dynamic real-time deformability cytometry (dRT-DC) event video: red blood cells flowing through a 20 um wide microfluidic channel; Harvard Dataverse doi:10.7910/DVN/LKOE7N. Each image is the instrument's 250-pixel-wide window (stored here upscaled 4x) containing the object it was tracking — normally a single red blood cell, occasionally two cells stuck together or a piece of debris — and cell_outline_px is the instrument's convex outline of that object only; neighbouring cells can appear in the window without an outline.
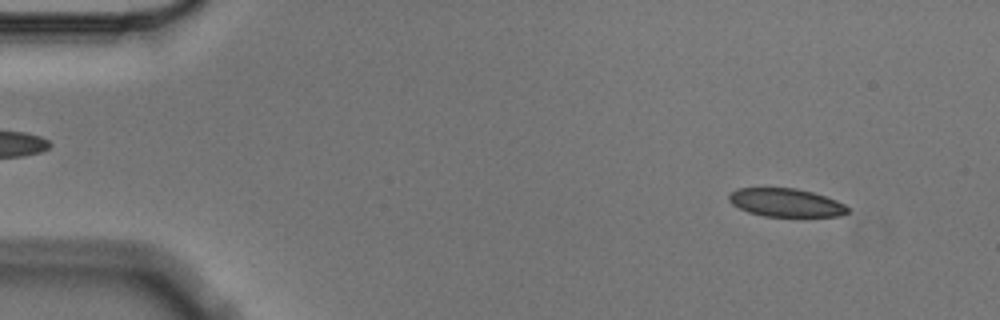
{"species": "Egyptian fruit bat (a non-hibernating species)", "species_latin": "Rousettus aegyptiacus", "temperature_condition": "cold", "stored_images_in_passage": 4, "camera_frame_rate_fps": 3000, "um_per_image_px": 0.085, "animal": {"sex": "male"}, "frame": {"image": 1, "passage_image": 1, "time_ms": 0.0, "image_size_px": [1000, 320], "cell_outline_px": [[848, 212], [840, 216], [764, 216], [748, 212], [732, 204], [728, 200], [728, 196], [736, 188], [796, 188], [812, 192], [836, 200], [844, 204], [848, 208]], "centroid_in_image_um": [66.78, 17.22], "position_along_channel_um": 18.2, "area_um2": 19.42}}
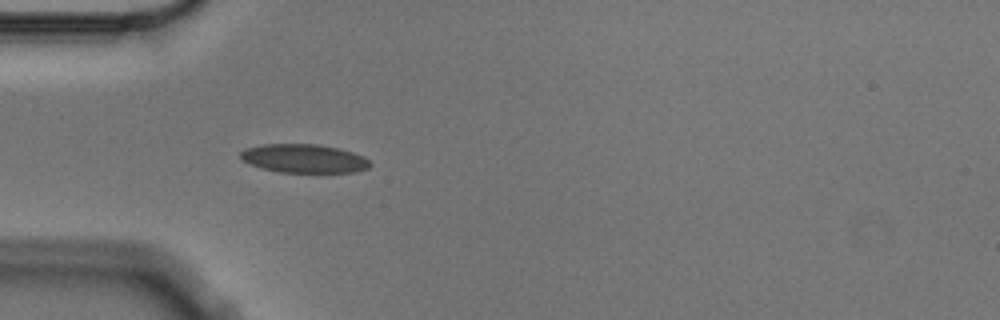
{"frame": {"image": 2, "passage_image": 4, "time_ms": 1.0, "image_size_px": [1000, 320], "cell_outline_px": [[372, 164], [368, 168], [356, 172], [280, 172], [264, 168], [240, 160], [240, 152], [244, 148], [260, 144], [316, 144], [336, 148], [352, 152], [364, 156]], "centroid_in_image_um": [25.82, 13.46], "position_along_channel_um": 59.2, "area_um2": 21.56}}